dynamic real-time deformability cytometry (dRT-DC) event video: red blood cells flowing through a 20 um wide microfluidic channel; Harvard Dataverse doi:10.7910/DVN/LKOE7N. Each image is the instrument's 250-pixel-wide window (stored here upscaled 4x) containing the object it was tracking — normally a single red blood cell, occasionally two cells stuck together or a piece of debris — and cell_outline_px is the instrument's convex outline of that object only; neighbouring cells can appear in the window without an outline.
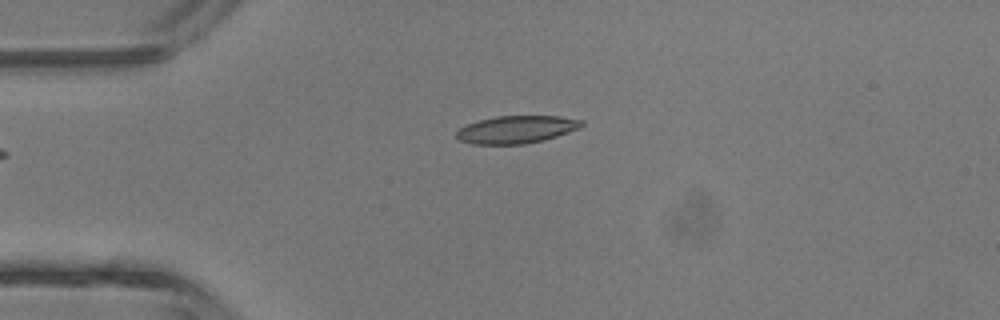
{"species": "common noctule bat (a hibernating species)", "species_latin": "Nyctalus noctula", "temperature_condition": "room temperature", "stored_images_in_passage": 4, "camera_frame_rate_fps": 3000, "um_per_image_px": 0.085, "animal": {"sex": "male", "body_mass_g": 13.3}, "frame": {"image": 1, "passage_image": 4, "time_ms": 3.667, "image_size_px": [1000, 320], "cell_outline_px": [[584, 124], [580, 128], [544, 140], [524, 144], [472, 144], [460, 140], [456, 136], [456, 132], [460, 128], [468, 124], [480, 120], [496, 116], [560, 116], [584, 120]], "centroid_in_image_um": [43.92, 11.0], "position_along_channel_um": 41.1, "area_um2": 20.06}}